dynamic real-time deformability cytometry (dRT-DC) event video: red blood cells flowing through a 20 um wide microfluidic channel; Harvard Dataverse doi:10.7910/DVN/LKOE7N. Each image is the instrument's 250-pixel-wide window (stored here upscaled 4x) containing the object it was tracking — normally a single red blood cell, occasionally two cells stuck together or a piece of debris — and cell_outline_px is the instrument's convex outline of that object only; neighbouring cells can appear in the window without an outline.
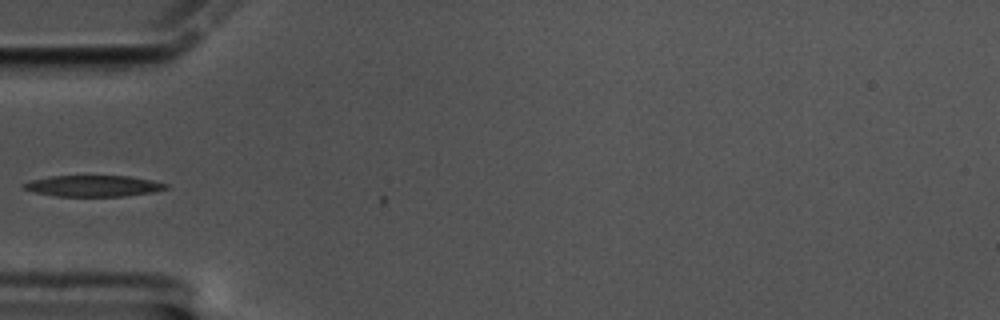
{"species": "common noctule bat (a hibernating species)", "species_latin": "Nyctalus noctula", "temperature_condition": "cold", "stored_images_in_passage": 6, "camera_frame_rate_fps": 3000, "um_per_image_px": 0.085, "animal": {"sex": "male", "body_mass_g": 17.5, "forearm_length_mm": 52.3}, "frame": {"image": 1, "passage_image": 1, "time_ms": 0.0, "image_size_px": [1000, 320], "cell_outline_px": [[168, 188], [152, 192], [124, 196], [56, 196], [32, 192], [24, 188], [20, 184], [28, 180], [48, 176], [128, 176], [152, 180], [168, 184]], "centroid_in_image_um": [7.87, 15.8], "position_along_channel_um": 77.1, "area_um2": 17.63}}